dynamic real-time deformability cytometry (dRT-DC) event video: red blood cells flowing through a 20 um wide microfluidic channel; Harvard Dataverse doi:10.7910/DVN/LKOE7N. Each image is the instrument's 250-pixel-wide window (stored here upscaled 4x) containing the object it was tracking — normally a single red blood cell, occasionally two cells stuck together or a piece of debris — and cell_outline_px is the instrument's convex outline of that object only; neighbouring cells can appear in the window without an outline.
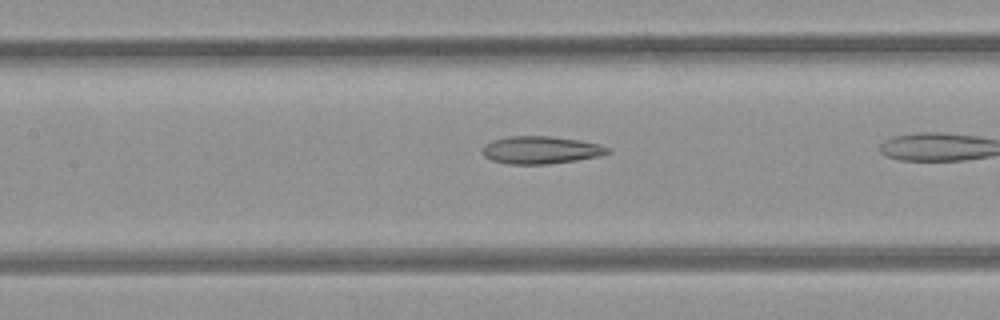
{"species": "common noctule bat (a hibernating species)", "species_latin": "Nyctalus noctula", "temperature_condition": "room temperature", "stored_images_in_passage": 14, "camera_frame_rate_fps": 3000, "um_per_image_px": 0.085, "animal": {"sex": "female", "body_mass_g": 21.9}, "frame": {"image": 1, "passage_image": 12, "time_ms": 3.667, "image_size_px": [1000, 320], "cell_outline_px": [[612, 152], [600, 156], [576, 160], [548, 164], [508, 164], [492, 160], [484, 156], [484, 144], [492, 140], [508, 136], [548, 136], [580, 140], [600, 144], [612, 148]], "centroid_in_image_um": [46.02, 12.75], "position_along_channel_um": 161.4, "area_um2": 20.23}}